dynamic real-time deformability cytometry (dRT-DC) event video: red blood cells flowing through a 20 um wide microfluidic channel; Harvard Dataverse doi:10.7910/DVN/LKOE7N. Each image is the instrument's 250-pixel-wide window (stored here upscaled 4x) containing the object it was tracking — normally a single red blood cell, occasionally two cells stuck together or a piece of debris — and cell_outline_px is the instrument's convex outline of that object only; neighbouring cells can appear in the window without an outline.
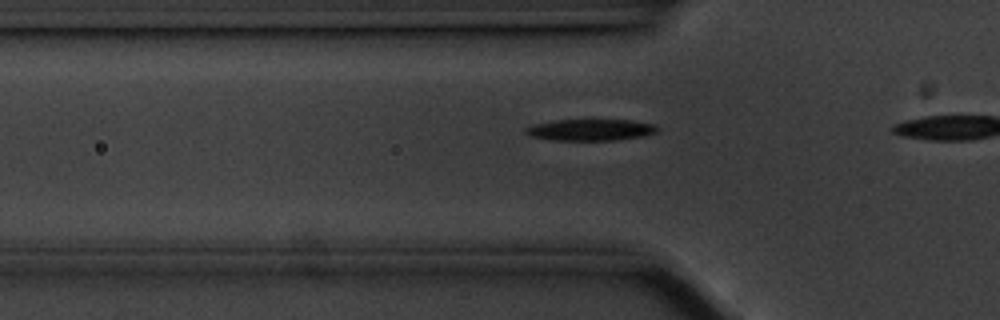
{"species": "common noctule bat (a hibernating species)", "species_latin": "Nyctalus noctula", "temperature_condition": "cold", "stored_images_in_passage": 12, "camera_frame_rate_fps": 3000, "um_per_image_px": 0.085, "animal": {"sex": "male", "body_mass_g": 20.1, "forearm_length_mm": 53.5}, "frame": {"image": 1, "passage_image": 10, "time_ms": 3.0, "image_size_px": [1000, 320], "cell_outline_px": [[660, 128], [656, 132], [644, 136], [616, 140], [552, 140], [528, 136], [524, 132], [524, 128], [532, 124], [556, 120], [632, 120], [656, 124]], "centroid_in_image_um": [50.19, 11.03], "position_along_channel_um": 75.6, "area_um2": 16.7}}